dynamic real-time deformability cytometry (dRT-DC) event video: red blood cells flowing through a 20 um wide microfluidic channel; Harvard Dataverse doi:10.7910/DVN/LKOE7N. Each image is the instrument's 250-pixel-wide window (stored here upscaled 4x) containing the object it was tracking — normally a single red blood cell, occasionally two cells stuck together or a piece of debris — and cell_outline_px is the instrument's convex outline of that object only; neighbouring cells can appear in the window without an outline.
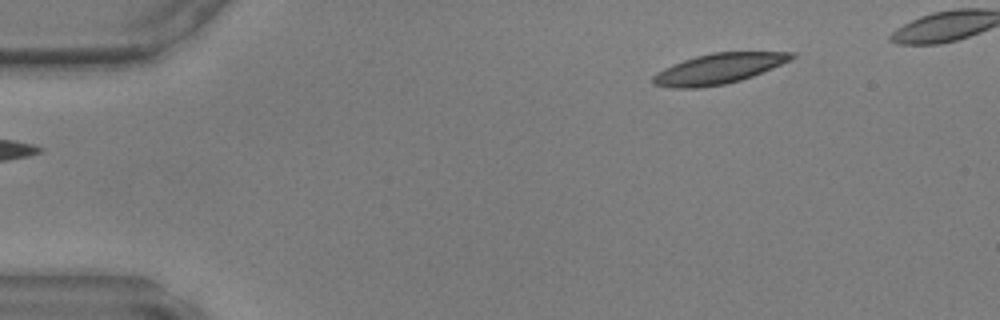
{"species": "common noctule bat (a hibernating species)", "species_latin": "Nyctalus noctula", "temperature_condition": "warm", "stored_images_in_passage": 39, "camera_frame_rate_fps": 3000, "um_per_image_px": 0.085, "animal": {"sex": "male", "body_mass_g": 17.9, "forearm_length_mm": 54.2}, "frame": {"image": 1, "passage_image": 1, "time_ms": 0.0, "image_size_px": [1000, 320], "cell_outline_px": [[796, 56], [772, 68], [752, 76], [740, 80], [724, 84], [700, 88], [672, 88], [652, 84], [652, 76], [656, 72], [672, 64], [696, 56], [712, 52], [796, 52]], "centroid_in_image_um": [61.02, 5.84], "position_along_channel_um": 24.0, "area_um2": 24.33}}
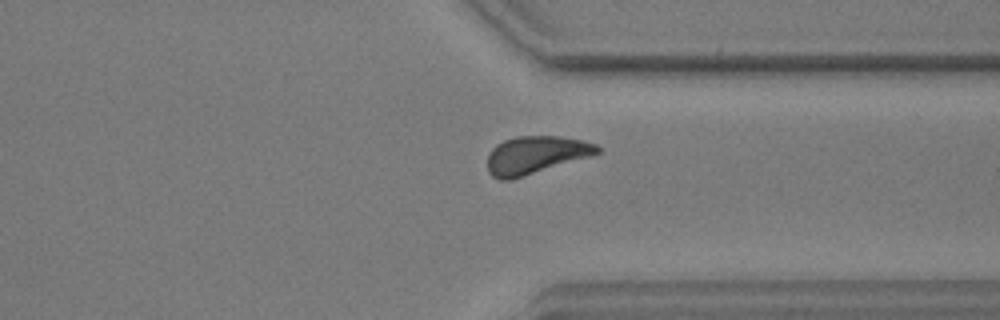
{"frame": {"image": 2, "passage_image": 31, "time_ms": 10.0, "image_size_px": [1000, 320], "cell_outline_px": [[600, 152], [592, 156], [512, 180], [500, 180], [492, 176], [488, 172], [488, 156], [492, 148], [496, 144], [504, 140], [516, 136], [560, 136], [580, 140], [596, 144], [600, 148]], "centroid_in_image_um": [45.52, 13.18], "position_along_channel_um": 365.9, "area_um2": 24.33}}
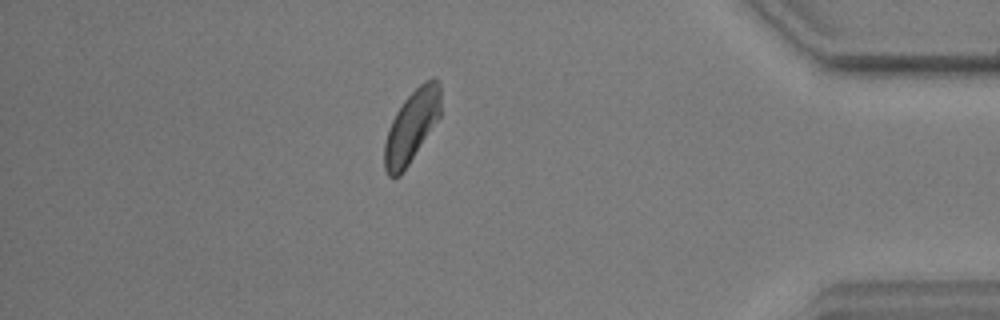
{"frame": {"image": 3, "passage_image": 36, "time_ms": 11.667, "image_size_px": [1000, 320], "cell_outline_px": [[440, 116], [400, 176], [388, 176], [384, 168], [384, 144], [388, 128], [396, 112], [404, 100], [424, 80], [432, 76], [440, 84]], "centroid_in_image_um": [34.97, 10.71], "position_along_channel_um": 400.2, "area_um2": 23.29}}